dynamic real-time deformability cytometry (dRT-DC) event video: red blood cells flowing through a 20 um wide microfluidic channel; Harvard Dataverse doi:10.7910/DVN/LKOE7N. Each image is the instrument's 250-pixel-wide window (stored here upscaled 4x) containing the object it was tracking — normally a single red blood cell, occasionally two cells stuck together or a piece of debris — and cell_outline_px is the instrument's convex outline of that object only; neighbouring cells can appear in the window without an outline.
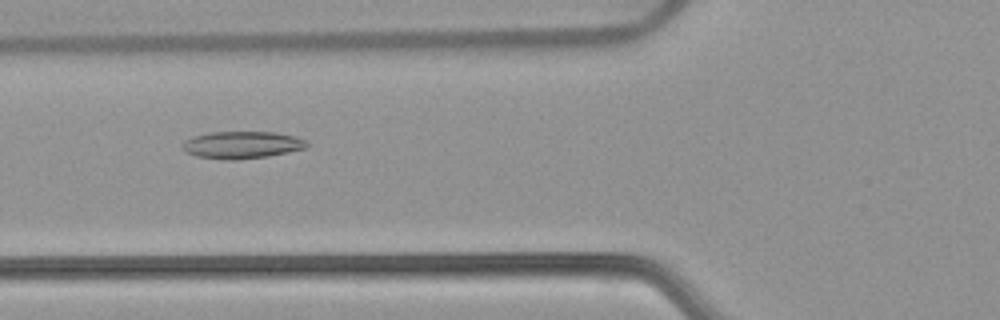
{"species": "common noctule bat (a hibernating species)", "species_latin": "Nyctalus noctula", "temperature_condition": "warm", "stored_images_in_passage": 38, "camera_frame_rate_fps": 3000, "um_per_image_px": 0.085, "animal": {"sex": "female", "body_mass_g": 22.7, "forearm_length_mm": 54.2}, "frame": {"image": 1, "passage_image": 5, "time_ms": 1.333, "image_size_px": [1000, 320], "cell_outline_px": [[308, 148], [268, 156], [236, 160], [228, 160], [196, 156], [184, 152], [180, 148], [180, 144], [184, 140], [192, 136], [208, 132], [276, 132], [296, 136], [304, 140], [308, 144]], "centroid_in_image_um": [20.51, 12.31], "position_along_channel_um": 105.3, "area_um2": 20.06}}
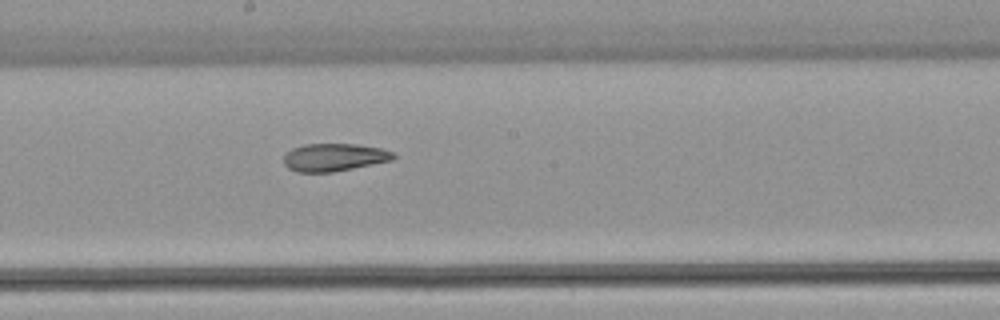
{"frame": {"image": 2, "passage_image": 14, "time_ms": 4.333, "image_size_px": [1000, 320], "cell_outline_px": [[396, 156], [392, 160], [332, 172], [296, 172], [288, 168], [284, 164], [284, 156], [292, 148], [304, 144], [356, 144], [380, 148], [392, 152]], "centroid_in_image_um": [28.37, 13.37], "position_along_channel_um": 219.8, "area_um2": 17.57}}
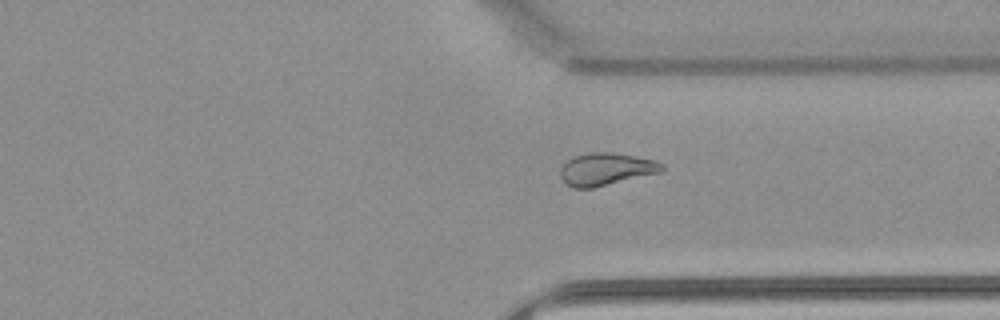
{"frame": {"image": 3, "passage_image": 25, "time_ms": 8.0, "image_size_px": [1000, 320], "cell_outline_px": [[664, 168], [660, 172], [592, 188], [572, 188], [560, 176], [560, 168], [572, 156], [588, 152], [612, 152], [636, 156], [656, 160], [664, 164]], "centroid_in_image_um": [51.51, 14.36], "position_along_channel_um": 359.9, "area_um2": 19.19}, "authors_computed_cell_mechanics": {"area_um2": 19.2474, "velocity_mm_per_s": 3.8195, "shape_relaxation_time_tau1_ms": null, "shape_relaxation_time_tau2_ms": 2.3747, "deformation_change_tau1": null, "deformation_change_tau2": 0.0826}}